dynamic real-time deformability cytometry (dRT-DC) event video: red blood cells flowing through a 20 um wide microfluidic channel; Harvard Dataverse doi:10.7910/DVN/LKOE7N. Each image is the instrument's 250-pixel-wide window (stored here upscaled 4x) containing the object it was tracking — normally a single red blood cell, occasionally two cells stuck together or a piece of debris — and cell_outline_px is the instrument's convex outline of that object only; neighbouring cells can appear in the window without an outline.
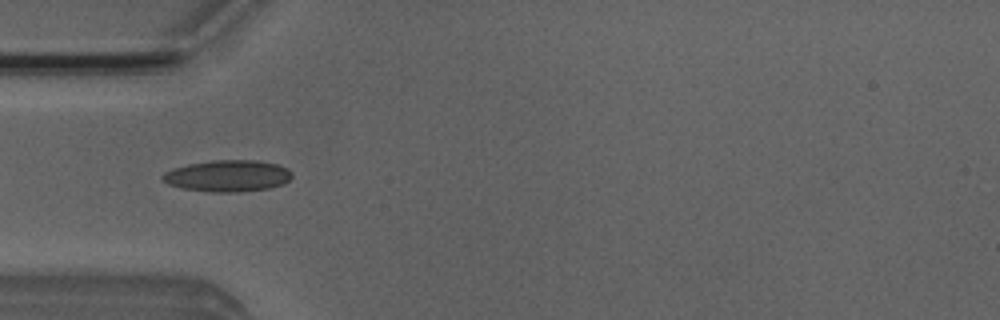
{"species": "Egyptian fruit bat (a non-hibernating species)", "species_latin": "Rousettus aegyptiacus", "temperature_condition": "room temperature", "stored_images_in_passage": 7, "camera_frame_rate_fps": 3000, "um_per_image_px": 0.085, "animal": {"sex": "male"}, "frame": {"image": 1, "passage_image": 4, "time_ms": 1.0, "image_size_px": [1000, 320], "cell_outline_px": [[292, 176], [284, 184], [268, 188], [240, 192], [212, 192], [180, 188], [168, 184], [160, 180], [160, 176], [164, 172], [172, 168], [188, 164], [212, 160], [256, 160], [276, 164], [288, 168], [292, 172]], "centroid_in_image_um": [19.32, 14.95], "position_along_channel_um": 65.7, "area_um2": 24.04}}
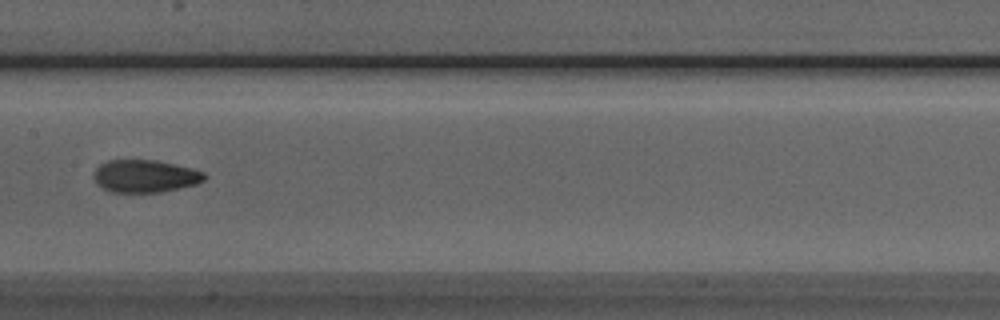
{"frame": {"image": 2, "passage_image": 7, "time_ms": 2.0, "image_size_px": [1000, 320], "cell_outline_px": [[208, 176], [204, 180], [196, 184], [180, 188], [160, 192], [112, 192], [96, 184], [92, 176], [96, 168], [100, 164], [108, 160], [156, 160], [192, 168], [204, 172]], "centroid_in_image_um": [12.33, 14.97], "position_along_channel_um": 195.1, "area_um2": 21.1}}